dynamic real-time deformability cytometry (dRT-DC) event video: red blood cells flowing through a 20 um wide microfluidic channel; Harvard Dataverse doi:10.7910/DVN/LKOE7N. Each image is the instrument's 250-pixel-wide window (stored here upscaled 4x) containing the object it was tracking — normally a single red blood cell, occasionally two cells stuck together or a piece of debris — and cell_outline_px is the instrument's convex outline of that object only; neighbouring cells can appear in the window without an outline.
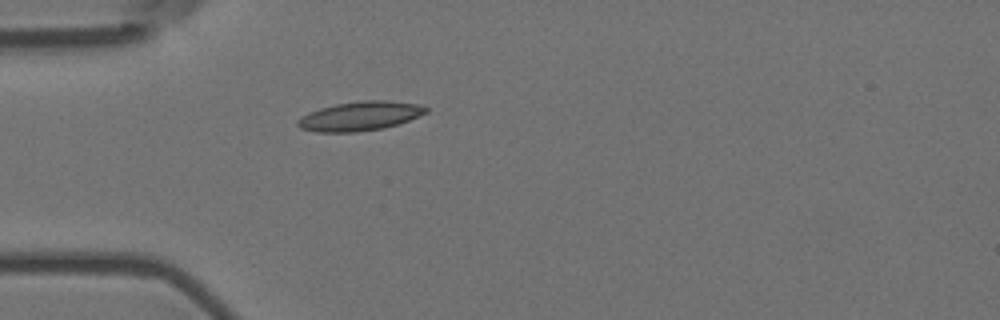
{"species": "Egyptian fruit bat (a non-hibernating species)", "species_latin": "Rousettus aegyptiacus", "temperature_condition": "room temperature", "stored_images_in_passage": 1, "camera_frame_rate_fps": 3000, "um_per_image_px": 0.085, "animal": {"sex": "female"}, "frame": {"image": 1, "passage_image": 1, "time_ms": 0.0, "image_size_px": [1000, 320], "cell_outline_px": [[428, 112], [420, 116], [400, 124], [384, 128], [356, 132], [316, 132], [300, 128], [296, 124], [296, 120], [300, 116], [308, 112], [320, 108], [336, 104], [360, 100], [384, 100], [420, 104], [428, 108]], "centroid_in_image_um": [30.6, 9.87], "position_along_channel_um": 54.4, "area_um2": 22.14}}